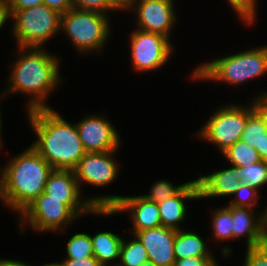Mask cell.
I'll return each mask as SVG.
<instances>
[{
  "instance_id": "1f68e13d",
  "label": "cell",
  "mask_w": 267,
  "mask_h": 266,
  "mask_svg": "<svg viewBox=\"0 0 267 266\" xmlns=\"http://www.w3.org/2000/svg\"><path fill=\"white\" fill-rule=\"evenodd\" d=\"M6 11H21L43 3V0H3Z\"/></svg>"
},
{
  "instance_id": "3957f363",
  "label": "cell",
  "mask_w": 267,
  "mask_h": 266,
  "mask_svg": "<svg viewBox=\"0 0 267 266\" xmlns=\"http://www.w3.org/2000/svg\"><path fill=\"white\" fill-rule=\"evenodd\" d=\"M29 50L32 51L29 53L26 51L27 55L20 56L13 66L14 69L9 80L12 85L8 92L19 91L35 96L34 100L30 102L28 111L50 108L41 102L59 82L58 59L35 47Z\"/></svg>"
},
{
  "instance_id": "7bdbcfd3",
  "label": "cell",
  "mask_w": 267,
  "mask_h": 266,
  "mask_svg": "<svg viewBox=\"0 0 267 266\" xmlns=\"http://www.w3.org/2000/svg\"><path fill=\"white\" fill-rule=\"evenodd\" d=\"M265 219H266V227H267V209H266V212H265Z\"/></svg>"
},
{
  "instance_id": "4fadbf2b",
  "label": "cell",
  "mask_w": 267,
  "mask_h": 266,
  "mask_svg": "<svg viewBox=\"0 0 267 266\" xmlns=\"http://www.w3.org/2000/svg\"><path fill=\"white\" fill-rule=\"evenodd\" d=\"M86 152L117 150L119 137L113 126L101 117H89L76 125Z\"/></svg>"
},
{
  "instance_id": "ba28073f",
  "label": "cell",
  "mask_w": 267,
  "mask_h": 266,
  "mask_svg": "<svg viewBox=\"0 0 267 266\" xmlns=\"http://www.w3.org/2000/svg\"><path fill=\"white\" fill-rule=\"evenodd\" d=\"M248 110L241 106H229L216 112L203 127L201 136L217 144L222 153L241 139L248 116Z\"/></svg>"
},
{
  "instance_id": "ffe728a7",
  "label": "cell",
  "mask_w": 267,
  "mask_h": 266,
  "mask_svg": "<svg viewBox=\"0 0 267 266\" xmlns=\"http://www.w3.org/2000/svg\"><path fill=\"white\" fill-rule=\"evenodd\" d=\"M94 257L102 266H106L109 260L120 257L122 239L110 232H102L91 237Z\"/></svg>"
},
{
  "instance_id": "e0dca14e",
  "label": "cell",
  "mask_w": 267,
  "mask_h": 266,
  "mask_svg": "<svg viewBox=\"0 0 267 266\" xmlns=\"http://www.w3.org/2000/svg\"><path fill=\"white\" fill-rule=\"evenodd\" d=\"M186 198H200L198 180L185 183L176 195L157 204L162 226L179 230L177 225L184 219L186 207L183 199Z\"/></svg>"
},
{
  "instance_id": "8992f818",
  "label": "cell",
  "mask_w": 267,
  "mask_h": 266,
  "mask_svg": "<svg viewBox=\"0 0 267 266\" xmlns=\"http://www.w3.org/2000/svg\"><path fill=\"white\" fill-rule=\"evenodd\" d=\"M104 15L72 8L61 15L60 29L66 31L81 52L99 49L106 41L110 29Z\"/></svg>"
},
{
  "instance_id": "d590c367",
  "label": "cell",
  "mask_w": 267,
  "mask_h": 266,
  "mask_svg": "<svg viewBox=\"0 0 267 266\" xmlns=\"http://www.w3.org/2000/svg\"><path fill=\"white\" fill-rule=\"evenodd\" d=\"M254 110L260 115L263 119L264 124L267 128V94L259 97L256 102L253 104Z\"/></svg>"
},
{
  "instance_id": "f1b7e54d",
  "label": "cell",
  "mask_w": 267,
  "mask_h": 266,
  "mask_svg": "<svg viewBox=\"0 0 267 266\" xmlns=\"http://www.w3.org/2000/svg\"><path fill=\"white\" fill-rule=\"evenodd\" d=\"M235 194L236 195L238 194L237 196L239 197V199L238 200L236 199V200L232 201V203H230V206L249 207V208H251L252 206L255 205V202L257 200V198H256L257 197L256 188L251 187V186H249L247 184L241 183V184H239L237 190L235 191ZM245 194L248 195L251 198L248 199V197H247V198L243 199ZM241 196H243V198Z\"/></svg>"
},
{
  "instance_id": "6da1fadb",
  "label": "cell",
  "mask_w": 267,
  "mask_h": 266,
  "mask_svg": "<svg viewBox=\"0 0 267 266\" xmlns=\"http://www.w3.org/2000/svg\"><path fill=\"white\" fill-rule=\"evenodd\" d=\"M38 140L32 147L53 169L74 170L86 154L76 125H71L51 108L29 111Z\"/></svg>"
},
{
  "instance_id": "e575fe53",
  "label": "cell",
  "mask_w": 267,
  "mask_h": 266,
  "mask_svg": "<svg viewBox=\"0 0 267 266\" xmlns=\"http://www.w3.org/2000/svg\"><path fill=\"white\" fill-rule=\"evenodd\" d=\"M43 4L61 15L73 8L72 0H43Z\"/></svg>"
},
{
  "instance_id": "7402d4cb",
  "label": "cell",
  "mask_w": 267,
  "mask_h": 266,
  "mask_svg": "<svg viewBox=\"0 0 267 266\" xmlns=\"http://www.w3.org/2000/svg\"><path fill=\"white\" fill-rule=\"evenodd\" d=\"M267 134V128L263 119L254 110L247 119L241 140L251 145L257 151L261 149L263 135Z\"/></svg>"
},
{
  "instance_id": "d6986e66",
  "label": "cell",
  "mask_w": 267,
  "mask_h": 266,
  "mask_svg": "<svg viewBox=\"0 0 267 266\" xmlns=\"http://www.w3.org/2000/svg\"><path fill=\"white\" fill-rule=\"evenodd\" d=\"M174 254L176 259L190 257L213 258L208 253L203 240L193 232L176 231L174 244Z\"/></svg>"
},
{
  "instance_id": "9a60e30c",
  "label": "cell",
  "mask_w": 267,
  "mask_h": 266,
  "mask_svg": "<svg viewBox=\"0 0 267 266\" xmlns=\"http://www.w3.org/2000/svg\"><path fill=\"white\" fill-rule=\"evenodd\" d=\"M138 23L142 31L158 33L168 38L174 22L172 0H140Z\"/></svg>"
},
{
  "instance_id": "cb8c5ba5",
  "label": "cell",
  "mask_w": 267,
  "mask_h": 266,
  "mask_svg": "<svg viewBox=\"0 0 267 266\" xmlns=\"http://www.w3.org/2000/svg\"><path fill=\"white\" fill-rule=\"evenodd\" d=\"M243 184L258 188L267 183V161L260 160L250 166L238 168Z\"/></svg>"
},
{
  "instance_id": "7c38bea8",
  "label": "cell",
  "mask_w": 267,
  "mask_h": 266,
  "mask_svg": "<svg viewBox=\"0 0 267 266\" xmlns=\"http://www.w3.org/2000/svg\"><path fill=\"white\" fill-rule=\"evenodd\" d=\"M176 231L172 228L159 226L137 231L135 235L147 251L148 261L158 266H174L176 261L174 254Z\"/></svg>"
},
{
  "instance_id": "7a4b0ae2",
  "label": "cell",
  "mask_w": 267,
  "mask_h": 266,
  "mask_svg": "<svg viewBox=\"0 0 267 266\" xmlns=\"http://www.w3.org/2000/svg\"><path fill=\"white\" fill-rule=\"evenodd\" d=\"M53 167L31 146L2 172V199L21 213L42 193Z\"/></svg>"
},
{
  "instance_id": "f546056e",
  "label": "cell",
  "mask_w": 267,
  "mask_h": 266,
  "mask_svg": "<svg viewBox=\"0 0 267 266\" xmlns=\"http://www.w3.org/2000/svg\"><path fill=\"white\" fill-rule=\"evenodd\" d=\"M72 4L75 9L99 13H104L102 10L115 9L110 0H72Z\"/></svg>"
},
{
  "instance_id": "60d3db41",
  "label": "cell",
  "mask_w": 267,
  "mask_h": 266,
  "mask_svg": "<svg viewBox=\"0 0 267 266\" xmlns=\"http://www.w3.org/2000/svg\"><path fill=\"white\" fill-rule=\"evenodd\" d=\"M139 266H158L155 263L151 262V261H146L144 263H141Z\"/></svg>"
},
{
  "instance_id": "5b68a950",
  "label": "cell",
  "mask_w": 267,
  "mask_h": 266,
  "mask_svg": "<svg viewBox=\"0 0 267 266\" xmlns=\"http://www.w3.org/2000/svg\"><path fill=\"white\" fill-rule=\"evenodd\" d=\"M6 12L15 19L13 31L21 50L40 48L39 45L61 28V14L43 3L26 10Z\"/></svg>"
},
{
  "instance_id": "2e32d148",
  "label": "cell",
  "mask_w": 267,
  "mask_h": 266,
  "mask_svg": "<svg viewBox=\"0 0 267 266\" xmlns=\"http://www.w3.org/2000/svg\"><path fill=\"white\" fill-rule=\"evenodd\" d=\"M251 209L249 207L232 206L233 237L239 238L246 234L248 248L267 241L265 214L259 220H253L254 218L250 213Z\"/></svg>"
},
{
  "instance_id": "44dd1931",
  "label": "cell",
  "mask_w": 267,
  "mask_h": 266,
  "mask_svg": "<svg viewBox=\"0 0 267 266\" xmlns=\"http://www.w3.org/2000/svg\"><path fill=\"white\" fill-rule=\"evenodd\" d=\"M233 167H246L256 163L261 159L258 151L241 139L236 141L231 147L223 152Z\"/></svg>"
},
{
  "instance_id": "4316f807",
  "label": "cell",
  "mask_w": 267,
  "mask_h": 266,
  "mask_svg": "<svg viewBox=\"0 0 267 266\" xmlns=\"http://www.w3.org/2000/svg\"><path fill=\"white\" fill-rule=\"evenodd\" d=\"M184 186L185 184L178 187H173L172 184L167 181H159L153 185L150 195H145L142 197L158 204L176 195Z\"/></svg>"
},
{
  "instance_id": "9c48e42d",
  "label": "cell",
  "mask_w": 267,
  "mask_h": 266,
  "mask_svg": "<svg viewBox=\"0 0 267 266\" xmlns=\"http://www.w3.org/2000/svg\"><path fill=\"white\" fill-rule=\"evenodd\" d=\"M133 66L136 70H152L162 66L171 53L167 37L138 29L131 35Z\"/></svg>"
},
{
  "instance_id": "8fae6325",
  "label": "cell",
  "mask_w": 267,
  "mask_h": 266,
  "mask_svg": "<svg viewBox=\"0 0 267 266\" xmlns=\"http://www.w3.org/2000/svg\"><path fill=\"white\" fill-rule=\"evenodd\" d=\"M79 185L74 170L53 169L48 176L44 193L56 200H62L77 216L96 209L89 201L79 202ZM80 206V207H79Z\"/></svg>"
},
{
  "instance_id": "d4e9b609",
  "label": "cell",
  "mask_w": 267,
  "mask_h": 266,
  "mask_svg": "<svg viewBox=\"0 0 267 266\" xmlns=\"http://www.w3.org/2000/svg\"><path fill=\"white\" fill-rule=\"evenodd\" d=\"M67 259H83L94 257L91 237L87 234L78 233L71 237L67 244Z\"/></svg>"
},
{
  "instance_id": "b9f144b4",
  "label": "cell",
  "mask_w": 267,
  "mask_h": 266,
  "mask_svg": "<svg viewBox=\"0 0 267 266\" xmlns=\"http://www.w3.org/2000/svg\"><path fill=\"white\" fill-rule=\"evenodd\" d=\"M0 196L2 198V177H0Z\"/></svg>"
},
{
  "instance_id": "5bb4252c",
  "label": "cell",
  "mask_w": 267,
  "mask_h": 266,
  "mask_svg": "<svg viewBox=\"0 0 267 266\" xmlns=\"http://www.w3.org/2000/svg\"><path fill=\"white\" fill-rule=\"evenodd\" d=\"M110 152H86L74 169L77 181L103 186L116 177L117 167Z\"/></svg>"
},
{
  "instance_id": "8d00e7d4",
  "label": "cell",
  "mask_w": 267,
  "mask_h": 266,
  "mask_svg": "<svg viewBox=\"0 0 267 266\" xmlns=\"http://www.w3.org/2000/svg\"><path fill=\"white\" fill-rule=\"evenodd\" d=\"M110 2L115 9H121L130 8L135 3V0H110Z\"/></svg>"
},
{
  "instance_id": "74e56055",
  "label": "cell",
  "mask_w": 267,
  "mask_h": 266,
  "mask_svg": "<svg viewBox=\"0 0 267 266\" xmlns=\"http://www.w3.org/2000/svg\"><path fill=\"white\" fill-rule=\"evenodd\" d=\"M258 153L263 161H267V134L263 135L261 149H258Z\"/></svg>"
},
{
  "instance_id": "603a6c76",
  "label": "cell",
  "mask_w": 267,
  "mask_h": 266,
  "mask_svg": "<svg viewBox=\"0 0 267 266\" xmlns=\"http://www.w3.org/2000/svg\"><path fill=\"white\" fill-rule=\"evenodd\" d=\"M120 259L121 264L118 266H139L141 263L148 261V254L138 238L128 243L123 240Z\"/></svg>"
},
{
  "instance_id": "836d02e7",
  "label": "cell",
  "mask_w": 267,
  "mask_h": 266,
  "mask_svg": "<svg viewBox=\"0 0 267 266\" xmlns=\"http://www.w3.org/2000/svg\"><path fill=\"white\" fill-rule=\"evenodd\" d=\"M48 266H102L95 257L83 259H66L63 263L48 264Z\"/></svg>"
},
{
  "instance_id": "ab89813d",
  "label": "cell",
  "mask_w": 267,
  "mask_h": 266,
  "mask_svg": "<svg viewBox=\"0 0 267 266\" xmlns=\"http://www.w3.org/2000/svg\"><path fill=\"white\" fill-rule=\"evenodd\" d=\"M0 266H29V265H26L25 263L19 261L0 260ZM45 266H48V264H46Z\"/></svg>"
},
{
  "instance_id": "484cf974",
  "label": "cell",
  "mask_w": 267,
  "mask_h": 266,
  "mask_svg": "<svg viewBox=\"0 0 267 266\" xmlns=\"http://www.w3.org/2000/svg\"><path fill=\"white\" fill-rule=\"evenodd\" d=\"M213 215V229L217 239L233 238L232 206L217 210Z\"/></svg>"
},
{
  "instance_id": "30bf717a",
  "label": "cell",
  "mask_w": 267,
  "mask_h": 266,
  "mask_svg": "<svg viewBox=\"0 0 267 266\" xmlns=\"http://www.w3.org/2000/svg\"><path fill=\"white\" fill-rule=\"evenodd\" d=\"M21 214L37 230H56L66 226L77 215L62 200H56L42 193Z\"/></svg>"
},
{
  "instance_id": "83f0119b",
  "label": "cell",
  "mask_w": 267,
  "mask_h": 266,
  "mask_svg": "<svg viewBox=\"0 0 267 266\" xmlns=\"http://www.w3.org/2000/svg\"><path fill=\"white\" fill-rule=\"evenodd\" d=\"M244 266H267V241L247 248Z\"/></svg>"
},
{
  "instance_id": "52a82bcc",
  "label": "cell",
  "mask_w": 267,
  "mask_h": 266,
  "mask_svg": "<svg viewBox=\"0 0 267 266\" xmlns=\"http://www.w3.org/2000/svg\"><path fill=\"white\" fill-rule=\"evenodd\" d=\"M96 209L94 213L112 214L121 211H132L134 233L145 229L162 226L157 203L142 196L120 197L102 196L88 200Z\"/></svg>"
},
{
  "instance_id": "f35d334b",
  "label": "cell",
  "mask_w": 267,
  "mask_h": 266,
  "mask_svg": "<svg viewBox=\"0 0 267 266\" xmlns=\"http://www.w3.org/2000/svg\"><path fill=\"white\" fill-rule=\"evenodd\" d=\"M7 18H8V15L6 12L4 1L0 0V28L2 27V25L4 24Z\"/></svg>"
},
{
  "instance_id": "ac0fdd59",
  "label": "cell",
  "mask_w": 267,
  "mask_h": 266,
  "mask_svg": "<svg viewBox=\"0 0 267 266\" xmlns=\"http://www.w3.org/2000/svg\"><path fill=\"white\" fill-rule=\"evenodd\" d=\"M197 180L200 198L233 195L239 184L242 183L238 167L218 171L212 175L200 177Z\"/></svg>"
},
{
  "instance_id": "277c9868",
  "label": "cell",
  "mask_w": 267,
  "mask_h": 266,
  "mask_svg": "<svg viewBox=\"0 0 267 266\" xmlns=\"http://www.w3.org/2000/svg\"><path fill=\"white\" fill-rule=\"evenodd\" d=\"M267 72V47L249 50L200 65L193 77L239 84Z\"/></svg>"
},
{
  "instance_id": "4dcf8cb0",
  "label": "cell",
  "mask_w": 267,
  "mask_h": 266,
  "mask_svg": "<svg viewBox=\"0 0 267 266\" xmlns=\"http://www.w3.org/2000/svg\"><path fill=\"white\" fill-rule=\"evenodd\" d=\"M232 7L238 11L242 20L252 23L255 14V0H228Z\"/></svg>"
},
{
  "instance_id": "d6a6232c",
  "label": "cell",
  "mask_w": 267,
  "mask_h": 266,
  "mask_svg": "<svg viewBox=\"0 0 267 266\" xmlns=\"http://www.w3.org/2000/svg\"><path fill=\"white\" fill-rule=\"evenodd\" d=\"M174 266H218L213 258L188 257L176 259Z\"/></svg>"
}]
</instances>
